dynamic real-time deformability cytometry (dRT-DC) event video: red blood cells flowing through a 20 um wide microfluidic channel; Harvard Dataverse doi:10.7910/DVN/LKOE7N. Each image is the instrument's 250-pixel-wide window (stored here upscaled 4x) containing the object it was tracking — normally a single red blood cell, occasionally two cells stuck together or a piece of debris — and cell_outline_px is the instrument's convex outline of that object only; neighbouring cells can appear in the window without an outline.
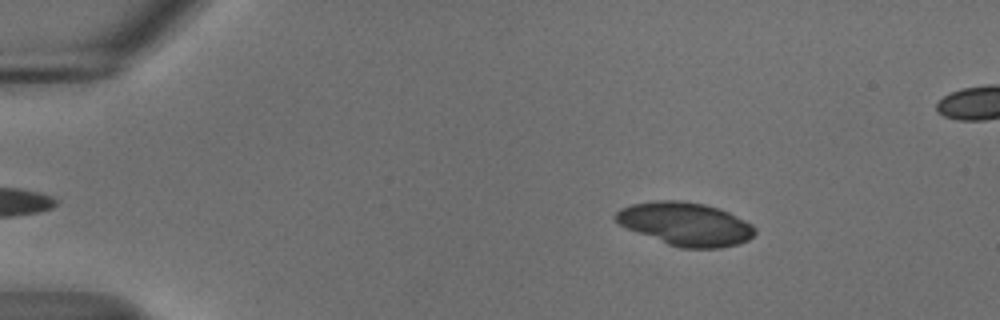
{"species": "common noctule bat (a hibernating species)", "species_latin": "Nyctalus noctula", "temperature_condition": "cold", "stored_images_in_passage": 8, "camera_frame_rate_fps": 3000, "um_per_image_px": 0.085, "animal": {"sex": "male", "body_mass_g": 18.8}, "frame": {"image": 1, "passage_image": 3, "time_ms": 0.667, "image_size_px": [1000, 320], "cell_outline_px": [[756, 232], [748, 240], [736, 244], [720, 248], [680, 248], [668, 244], [628, 228], [620, 224], [612, 216], [620, 208], [632, 204], [656, 200], [680, 200], [704, 204], [728, 212], [752, 224], [756, 228]], "centroid_in_image_um": [58.26, 19.03], "position_along_channel_um": 26.7, "area_um2": 34.8}}